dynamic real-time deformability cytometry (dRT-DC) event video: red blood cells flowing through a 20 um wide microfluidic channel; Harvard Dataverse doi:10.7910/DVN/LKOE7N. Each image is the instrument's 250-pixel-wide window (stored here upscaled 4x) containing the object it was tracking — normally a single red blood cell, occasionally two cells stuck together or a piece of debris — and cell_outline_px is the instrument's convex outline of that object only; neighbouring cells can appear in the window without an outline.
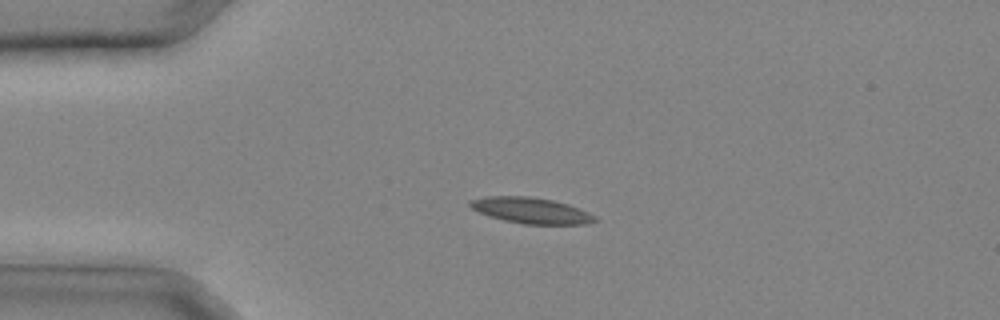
{"species": "common noctule bat (a hibernating species)", "species_latin": "Nyctalus noctula", "temperature_condition": "cold", "stored_images_in_passage": 31, "camera_frame_rate_fps": 3000, "um_per_image_px": 0.085, "animal": {"sex": "male", "body_mass_g": 20.4}, "frame": {"image": 1, "passage_image": 7, "time_ms": 2.0, "image_size_px": [1000, 320], "cell_outline_px": [[600, 220], [584, 224], [524, 224], [504, 220], [480, 212], [472, 208], [468, 204], [468, 200], [484, 196], [532, 196], [552, 200], [568, 204], [580, 208], [596, 216]], "centroid_in_image_um": [45.16, 17.88], "position_along_channel_um": 39.8, "area_um2": 18.9}}
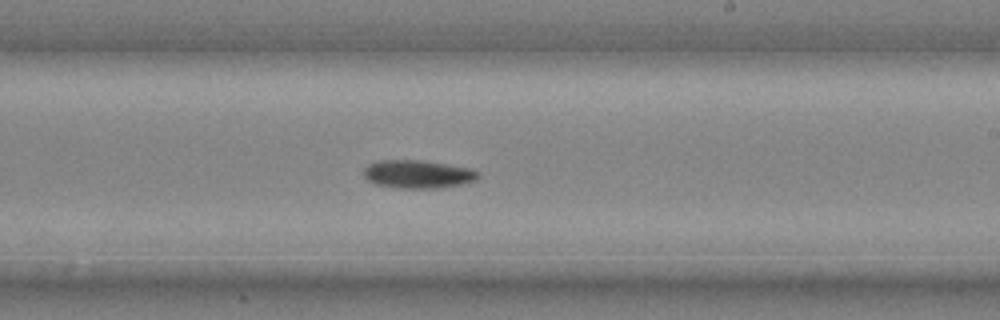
{"frame": {"image": 2, "passage_image": 19, "time_ms": 6.0, "image_size_px": [1000, 320], "cell_outline_px": [[480, 176], [476, 180], [460, 184], [432, 188], [396, 188], [376, 184], [368, 180], [364, 176], [364, 168], [368, 164], [376, 160], [424, 160], [472, 168], [480, 172]], "centroid_in_image_um": [35.52, 14.79], "position_along_channel_um": 253.5, "area_um2": 18.9}}
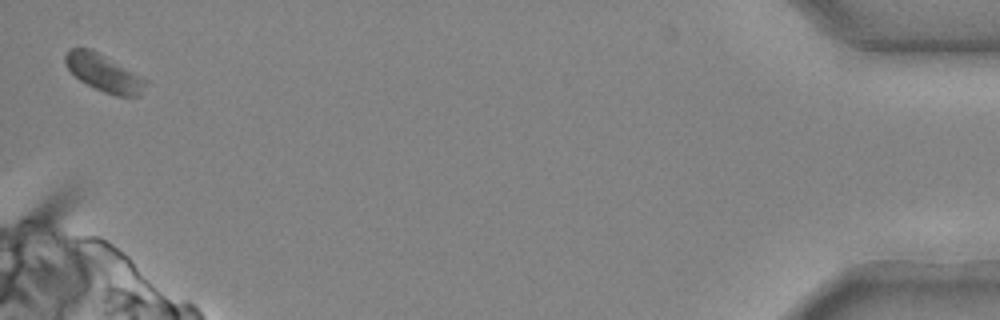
{"frame": {"image": 3, "passage_image": 31, "time_ms": 10.0, "image_size_px": [1000, 320], "cell_outline_px": [[148, 80], [140, 96], [116, 96], [104, 92], [80, 80], [68, 68], [64, 60], [64, 56], [68, 48], [92, 48], [100, 52]], "centroid_in_image_um": [8.83, 6.18], "position_along_channel_um": 426.4, "area_um2": 17.46}}